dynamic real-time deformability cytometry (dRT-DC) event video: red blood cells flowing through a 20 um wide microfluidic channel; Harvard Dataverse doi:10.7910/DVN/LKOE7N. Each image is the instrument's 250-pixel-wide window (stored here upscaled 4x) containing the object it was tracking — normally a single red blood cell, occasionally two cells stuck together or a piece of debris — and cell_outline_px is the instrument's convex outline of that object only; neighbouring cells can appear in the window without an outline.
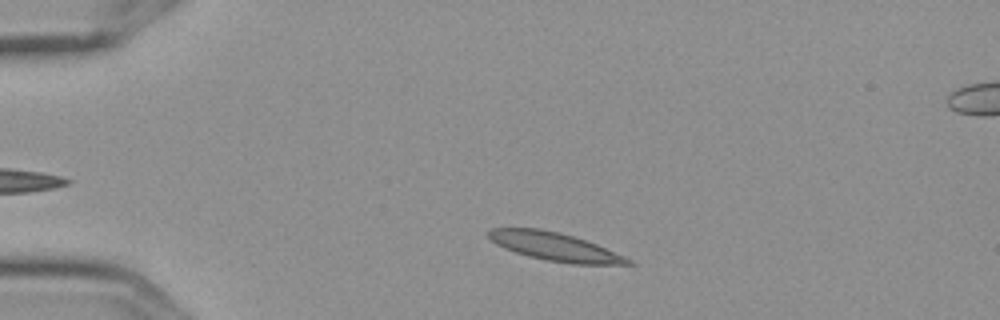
{"species": "Egyptian fruit bat (a non-hibernating species)", "species_latin": "Rousettus aegyptiacus", "temperature_condition": "cold", "stored_images_in_passage": 6, "camera_frame_rate_fps": 3000, "um_per_image_px": 0.085, "frame": {"image": 1, "passage_image": 1, "time_ms": 0.0, "image_size_px": [1000, 320], "cell_outline_px": [[636, 264], [572, 264], [548, 260], [528, 256], [504, 248], [496, 244], [488, 236], [488, 228], [540, 228], [560, 232], [588, 240], [624, 256], [632, 260]], "centroid_in_image_um": [47.17, 20.95], "position_along_channel_um": 37.8, "area_um2": 22.95}}
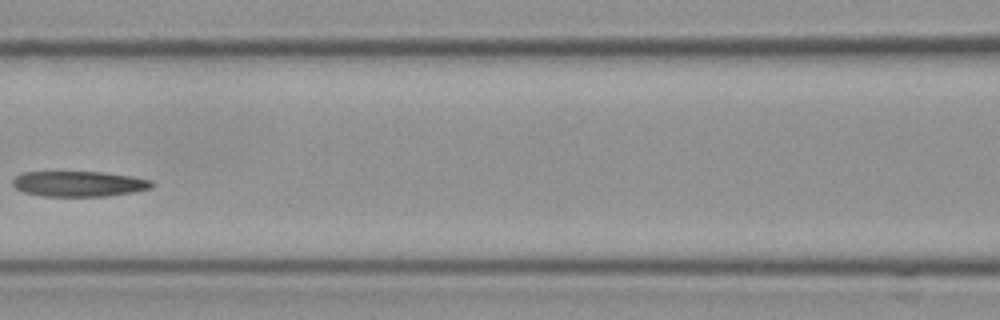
{"frame": {"image": 2, "passage_image": 5, "time_ms": 1.333, "image_size_px": [1000, 320], "cell_outline_px": [[156, 184], [152, 188], [136, 192], [108, 196], [40, 196], [24, 192], [16, 188], [12, 184], [12, 180], [20, 172], [100, 172], [132, 176], [152, 180]], "centroid_in_image_um": [6.74, 15.63], "position_along_channel_um": 159.9, "area_um2": 20.87}}
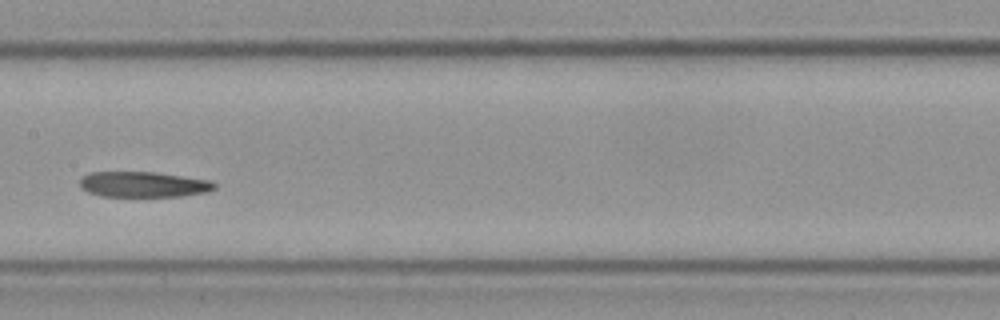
{"frame": {"image": 3, "passage_image": 6, "time_ms": 1.667, "image_size_px": [1000, 320], "cell_outline_px": [[216, 188], [208, 192], [184, 196], [100, 196], [88, 192], [80, 188], [80, 176], [88, 172], [156, 172], [212, 180], [216, 184]], "centroid_in_image_um": [12.19, 15.67], "position_along_channel_um": 195.2, "area_um2": 20.35}}